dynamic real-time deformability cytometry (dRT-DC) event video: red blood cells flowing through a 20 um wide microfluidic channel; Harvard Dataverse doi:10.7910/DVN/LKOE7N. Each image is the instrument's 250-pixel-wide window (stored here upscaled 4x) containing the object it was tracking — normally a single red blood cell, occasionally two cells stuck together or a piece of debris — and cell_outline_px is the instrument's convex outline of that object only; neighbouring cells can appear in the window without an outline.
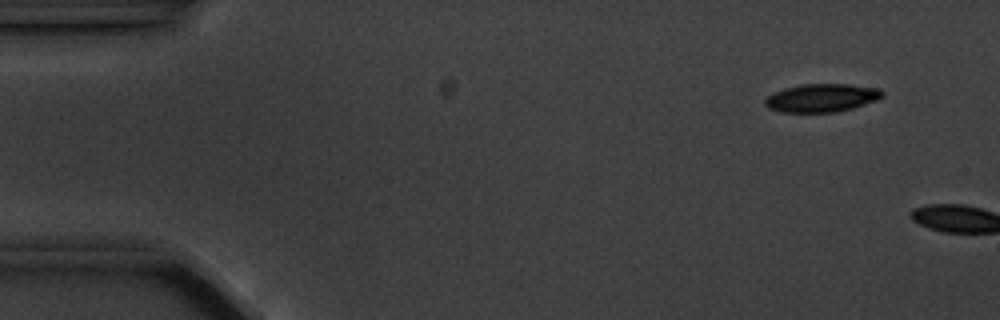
{"species": "common noctule bat (a hibernating species)", "species_latin": "Nyctalus noctula", "temperature_condition": "cold", "stored_images_in_passage": 3, "camera_frame_rate_fps": 3000, "um_per_image_px": 0.085, "animal": {"sex": "male", "body_mass_g": 20.1, "forearm_length_mm": 53.5}, "frame": {"image": 1, "passage_image": 2, "time_ms": 1.333, "image_size_px": [1000, 320], "cell_outline_px": [[884, 96], [876, 100], [852, 108], [836, 112], [780, 112], [768, 108], [764, 104], [764, 100], [772, 92], [784, 88], [804, 84], [852, 84], [880, 88], [884, 92]], "centroid_in_image_um": [69.84, 8.31], "position_along_channel_um": 15.2, "area_um2": 19.42}}